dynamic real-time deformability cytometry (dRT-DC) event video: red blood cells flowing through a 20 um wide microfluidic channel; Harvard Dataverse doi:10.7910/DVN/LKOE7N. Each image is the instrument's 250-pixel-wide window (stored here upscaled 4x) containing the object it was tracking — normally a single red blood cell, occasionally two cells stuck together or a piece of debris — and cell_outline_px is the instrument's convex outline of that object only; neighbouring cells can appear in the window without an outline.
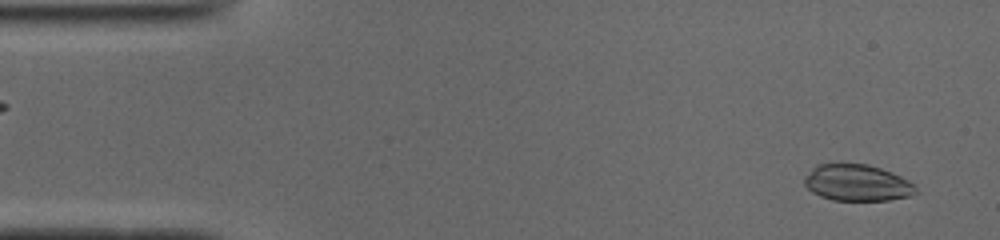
{"species": "common noctule bat (a hibernating species)", "species_latin": "Nyctalus noctula", "temperature_condition": "cold", "stored_images_in_passage": 9, "camera_frame_rate_fps": 3000, "um_per_image_px": 0.085, "animal": {"sex": "male", "body_mass_g": 19.0, "forearm_length_mm": 50.8}, "frame": {"image": 1, "passage_image": 2, "time_ms": 0.333, "image_size_px": [1000, 240], "cell_outline_px": [[912, 188], [908, 196], [888, 200], [832, 200], [820, 196], [812, 192], [804, 184], [804, 180], [820, 164], [868, 164], [880, 168], [900, 176], [912, 184]], "centroid_in_image_um": [72.81, 15.54], "position_along_channel_um": 12.2, "area_um2": 22.72}}